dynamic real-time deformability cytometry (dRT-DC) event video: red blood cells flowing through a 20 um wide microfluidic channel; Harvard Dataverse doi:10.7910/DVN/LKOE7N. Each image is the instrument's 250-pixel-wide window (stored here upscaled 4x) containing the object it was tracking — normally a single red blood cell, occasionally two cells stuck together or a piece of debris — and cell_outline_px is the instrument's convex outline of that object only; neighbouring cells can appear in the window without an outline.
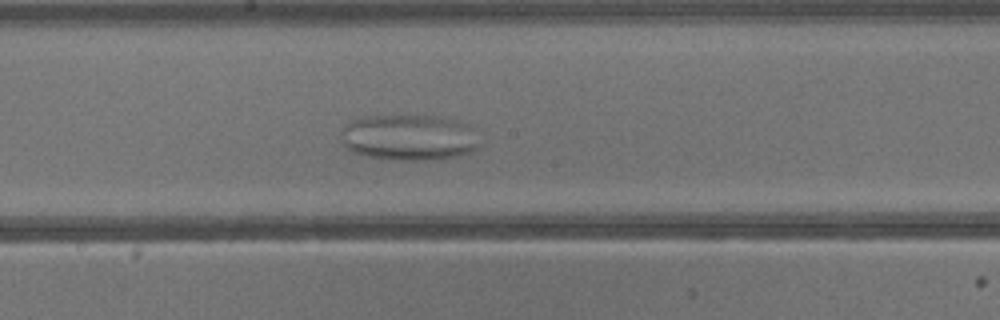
{"species": "common noctule bat (a hibernating species)", "species_latin": "Nyctalus noctula", "temperature_condition": "warm", "stored_images_in_passage": 42, "segment_of_instrument_passage": [2, 2], "camera_frame_rate_fps": 3000, "um_per_image_px": 0.085, "animal": {"sex": "male", "body_mass_g": 13.3}, "frame": {"image": 1, "passage_image": 23, "time_ms": 7.333, "image_size_px": [1000, 320], "cell_outline_px": [[476, 148], [468, 152], [452, 156], [432, 160], [392, 160], [368, 156], [352, 152], [344, 144], [344, 124], [348, 120], [368, 116], [436, 116], [460, 120], [472, 124]], "centroid_in_image_um": [34.75, 11.67], "position_along_channel_um": 213.5, "area_um2": 36.76}}
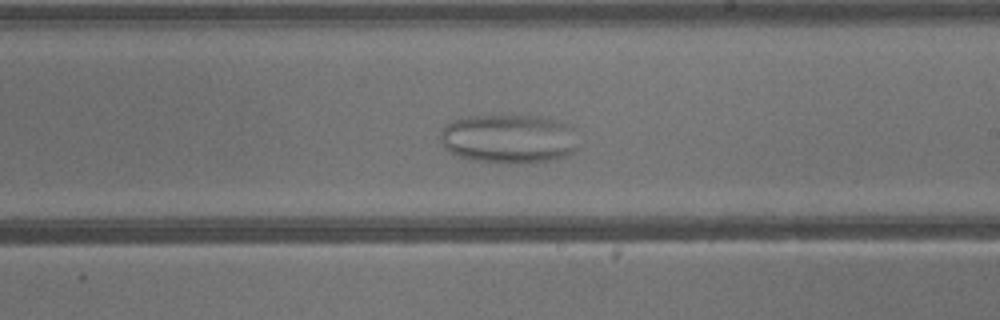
{"frame": {"image": 2, "passage_image": 25, "time_ms": 8.0, "image_size_px": [1000, 320], "cell_outline_px": [[576, 148], [572, 152], [564, 156], [552, 160], [508, 164], [476, 160], [460, 156], [444, 148], [440, 136], [440, 132], [444, 124], [452, 120], [468, 116], [540, 116], [556, 120], [572, 128]], "centroid_in_image_um": [43.19, 11.79], "position_along_channel_um": 245.8, "area_um2": 39.13}}